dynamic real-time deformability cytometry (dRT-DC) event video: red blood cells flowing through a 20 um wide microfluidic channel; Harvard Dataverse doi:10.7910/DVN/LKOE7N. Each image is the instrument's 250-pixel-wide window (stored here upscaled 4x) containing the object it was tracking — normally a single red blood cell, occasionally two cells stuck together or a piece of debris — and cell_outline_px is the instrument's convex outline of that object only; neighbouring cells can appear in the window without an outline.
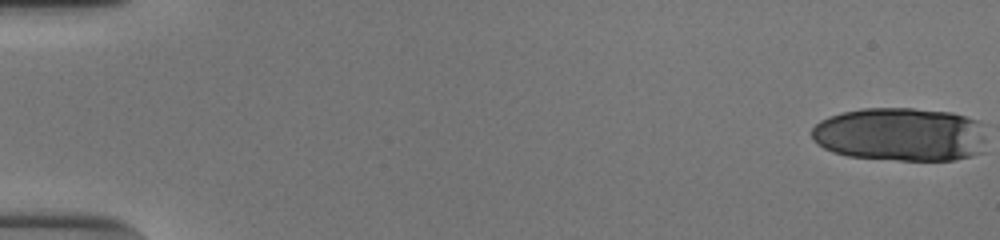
{"species": "human", "species_latin": "Homo sapiens", "temperature_condition": "cold", "stored_images_in_passage": 19, "camera_frame_rate_fps": 3000, "um_per_image_px": 0.085, "donor": {"sex": "male"}, "frame": {"image": 1, "passage_image": 1, "time_ms": 0.0, "image_size_px": [1000, 240], "cell_outline_px": [[984, 152], [952, 160], [900, 160], [848, 156], [832, 152], [816, 144], [812, 140], [812, 128], [820, 120], [828, 116], [860, 108], [912, 108], [952, 112], [976, 120], [984, 140]], "centroid_in_image_um": [76.48, 11.42], "position_along_channel_um": 8.5, "area_um2": 54.68}}